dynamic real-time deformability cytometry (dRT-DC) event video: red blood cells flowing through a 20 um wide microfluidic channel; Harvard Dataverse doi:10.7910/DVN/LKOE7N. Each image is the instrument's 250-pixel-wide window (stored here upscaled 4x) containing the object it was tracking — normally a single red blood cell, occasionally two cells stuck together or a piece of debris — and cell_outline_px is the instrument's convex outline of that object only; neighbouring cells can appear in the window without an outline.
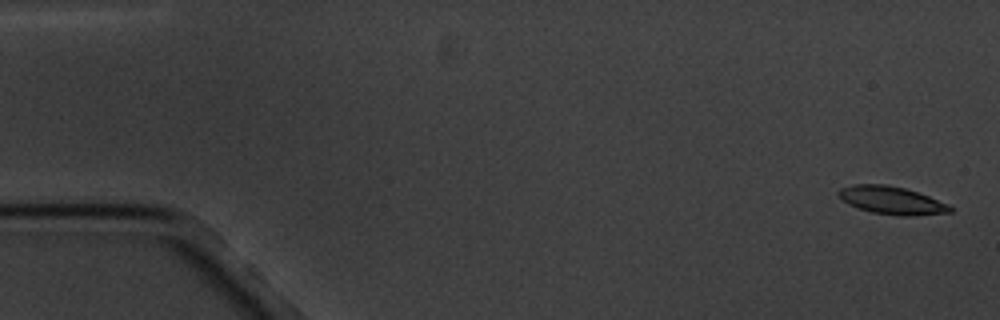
{"species": "common noctule bat (a hibernating species)", "species_latin": "Nyctalus noctula", "temperature_condition": "cold", "stored_images_in_passage": 7, "camera_frame_rate_fps": 3000, "um_per_image_px": 0.085, "animal": {"sex": "male", "body_mass_g": 20.1, "forearm_length_mm": 53.5}, "frame": {"image": 1, "passage_image": 1, "time_ms": 0.0, "image_size_px": [1000, 320], "cell_outline_px": [[952, 212], [912, 216], [900, 216], [872, 212], [848, 204], [836, 192], [840, 188], [856, 184], [888, 184], [904, 188], [928, 196], [952, 208]], "centroid_in_image_um": [75.75, 17.02], "position_along_channel_um": 9.2, "area_um2": 17.74}}
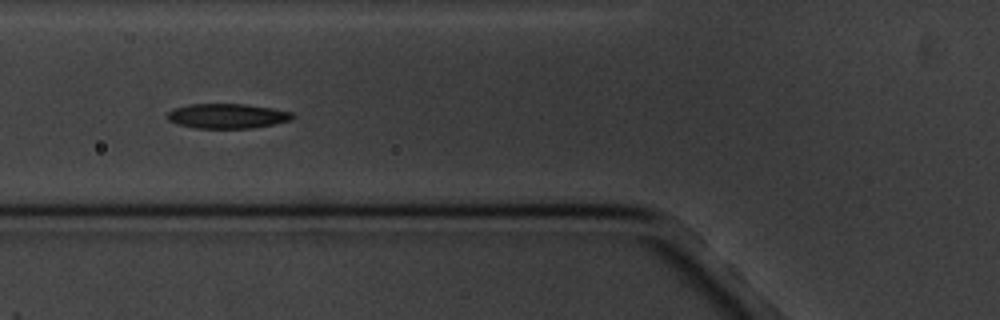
{"frame": {"image": 2, "passage_image": 6, "time_ms": 6.667, "image_size_px": [1000, 320], "cell_outline_px": [[296, 116], [292, 120], [252, 128], [196, 128], [176, 124], [168, 120], [164, 116], [172, 108], [188, 104], [244, 104], [272, 108], [292, 112]], "centroid_in_image_um": [19.28, 9.86], "position_along_channel_um": 106.5, "area_um2": 18.26}}
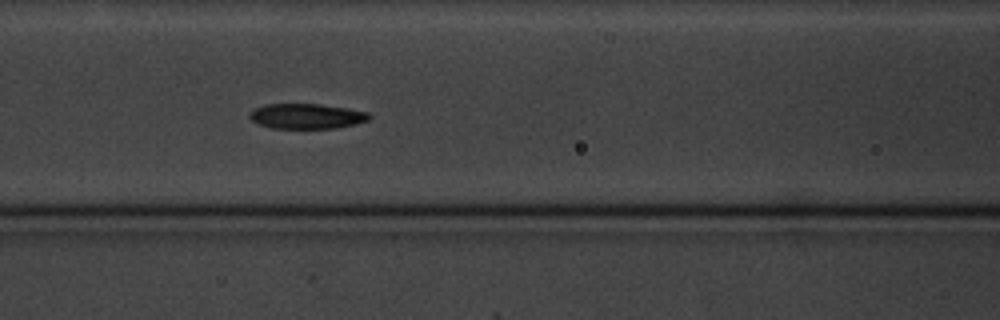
{"frame": {"image": 3, "passage_image": 7, "time_ms": 7.667, "image_size_px": [1000, 320], "cell_outline_px": [[372, 116], [368, 120], [356, 124], [336, 128], [272, 128], [260, 124], [252, 120], [248, 116], [248, 112], [252, 108], [264, 104], [320, 104], [348, 108], [368, 112]], "centroid_in_image_um": [26.04, 9.86], "position_along_channel_um": 140.6, "area_um2": 17.69}}